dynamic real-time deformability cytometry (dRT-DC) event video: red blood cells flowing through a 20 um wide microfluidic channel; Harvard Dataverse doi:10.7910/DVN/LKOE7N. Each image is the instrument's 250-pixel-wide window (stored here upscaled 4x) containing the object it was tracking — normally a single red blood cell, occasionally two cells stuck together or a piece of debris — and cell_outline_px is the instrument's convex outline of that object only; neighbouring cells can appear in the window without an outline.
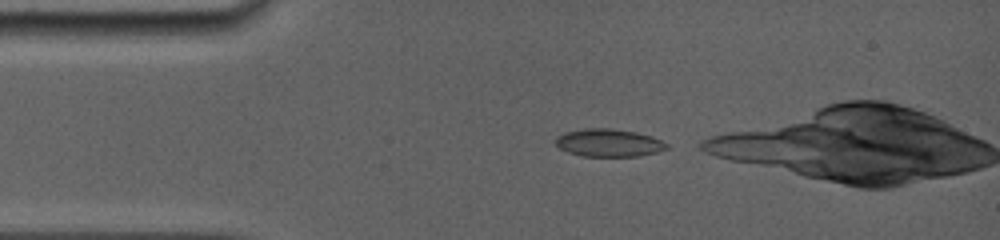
{"species": "common noctule bat (a hibernating species)", "species_latin": "Nyctalus noctula", "temperature_condition": "room temperature", "stored_images_in_passage": 19, "camera_frame_rate_fps": 5000, "um_per_image_px": 0.085, "animal": {"sex": "female", "body_mass_g": 19.0, "forearm_length_mm": 56.7}, "frame": {"image": 1, "passage_image": 1, "time_ms": 0.0, "image_size_px": [1000, 240], "cell_outline_px": [[668, 148], [656, 152], [640, 156], [580, 156], [568, 152], [560, 148], [556, 144], [556, 136], [564, 132], [584, 128], [612, 128], [636, 132], [652, 136], [668, 144]], "centroid_in_image_um": [51.73, 12.13], "position_along_channel_um": 33.3, "area_um2": 18.03}}
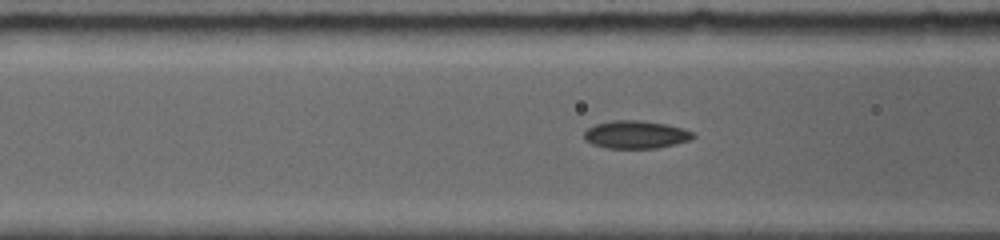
{"frame": {"image": 2, "passage_image": 13, "time_ms": 2.8, "image_size_px": [1000, 240], "cell_outline_px": [[696, 136], [688, 140], [676, 144], [656, 148], [604, 148], [592, 144], [584, 140], [584, 132], [588, 128], [596, 124], [612, 120], [640, 120], [664, 124], [684, 128], [692, 132]], "centroid_in_image_um": [54.02, 11.44], "position_along_channel_um": 112.6, "area_um2": 17.69}}
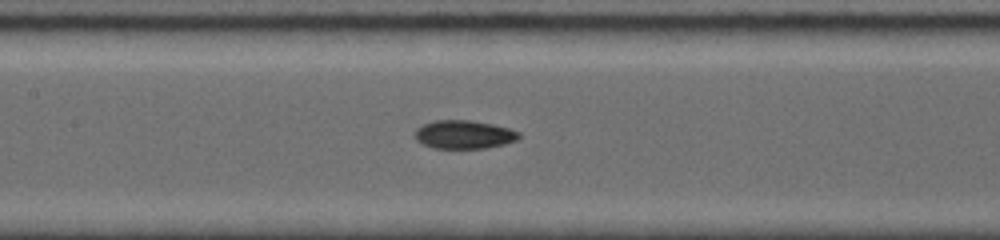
{"frame": {"image": 3, "passage_image": 18, "time_ms": 4.2, "image_size_px": [1000, 240], "cell_outline_px": [[520, 136], [516, 140], [504, 144], [484, 148], [432, 148], [416, 140], [416, 128], [432, 120], [468, 120], [492, 124], [508, 128], [520, 132]], "centroid_in_image_um": [39.43, 11.43], "position_along_channel_um": 168.0, "area_um2": 17.11}}